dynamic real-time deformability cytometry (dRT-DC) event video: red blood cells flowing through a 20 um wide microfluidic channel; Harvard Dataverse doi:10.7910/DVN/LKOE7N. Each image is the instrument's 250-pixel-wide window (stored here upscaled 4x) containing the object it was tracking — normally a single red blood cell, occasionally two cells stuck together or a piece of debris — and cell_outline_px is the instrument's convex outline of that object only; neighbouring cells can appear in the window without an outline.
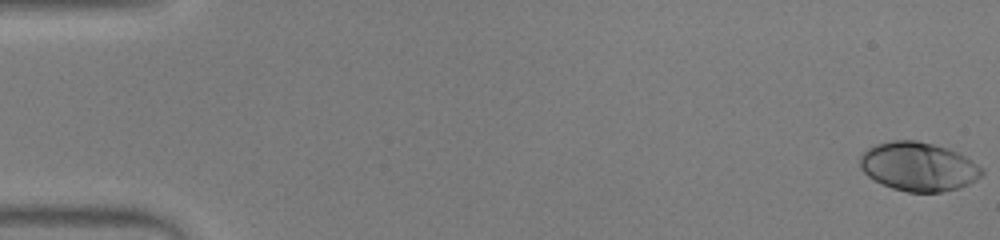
{"species": "human", "species_latin": "Homo sapiens", "temperature_condition": "warm", "stored_images_in_passage": 53, "camera_frame_rate_fps": 3000, "um_per_image_px": 0.085, "donor": {"sex": "male"}, "frame": {"image": 1, "passage_image": 1, "time_ms": 0.0, "image_size_px": [1000, 240], "cell_outline_px": [[984, 172], [976, 180], [960, 188], [940, 192], [908, 192], [892, 188], [868, 176], [860, 168], [860, 156], [868, 148], [876, 144], [892, 140], [916, 140], [948, 148], [972, 160], [984, 168]], "centroid_in_image_um": [78.08, 14.16], "position_along_channel_um": 6.9, "area_um2": 34.62}}
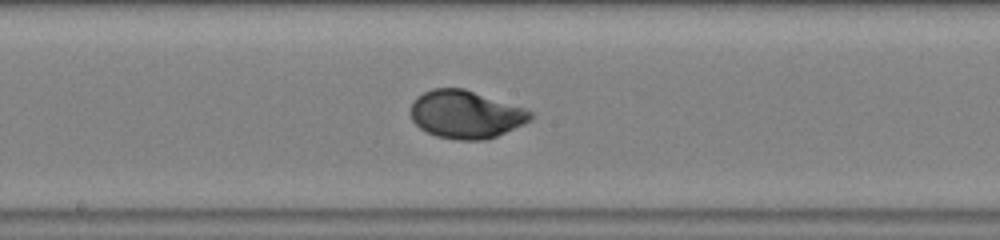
{"frame": {"image": 2, "passage_image": 29, "time_ms": 9.333, "image_size_px": [1000, 240], "cell_outline_px": [[532, 120], [524, 124], [496, 136], [484, 140], [456, 140], [436, 136], [420, 128], [412, 120], [412, 104], [416, 96], [432, 88], [464, 88], [524, 108], [532, 112]], "centroid_in_image_um": [39.59, 9.72], "position_along_channel_um": 208.6, "area_um2": 33.29}}
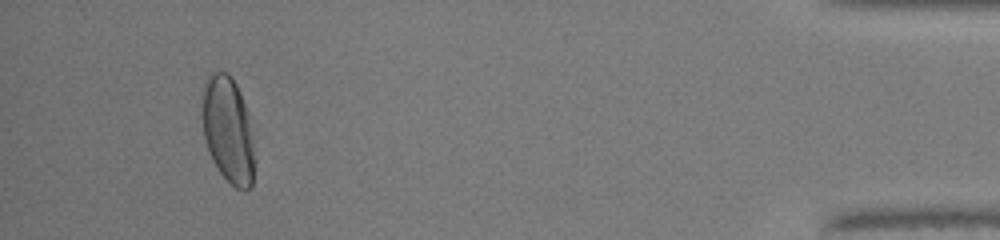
{"frame": {"image": 3, "passage_image": 50, "time_ms": 16.333, "image_size_px": [1000, 240], "cell_outline_px": [[252, 188], [244, 192], [236, 188], [220, 172], [212, 160], [204, 136], [200, 112], [200, 92], [208, 76], [212, 72], [228, 72], [232, 76], [240, 92], [248, 112], [252, 140]], "centroid_in_image_um": [19.33, 10.97], "position_along_channel_um": 415.9, "area_um2": 32.66}, "authors_computed_cell_mechanics": {"area_um2": 32.7726, "velocity_mm_per_s": 3.9255, "shape_relaxation_time_tau1_ms": 2.9042, "shape_relaxation_time_tau2_ms": null, "deformation_change_tau1": 0.1943, "deformation_change_tau2": null}}